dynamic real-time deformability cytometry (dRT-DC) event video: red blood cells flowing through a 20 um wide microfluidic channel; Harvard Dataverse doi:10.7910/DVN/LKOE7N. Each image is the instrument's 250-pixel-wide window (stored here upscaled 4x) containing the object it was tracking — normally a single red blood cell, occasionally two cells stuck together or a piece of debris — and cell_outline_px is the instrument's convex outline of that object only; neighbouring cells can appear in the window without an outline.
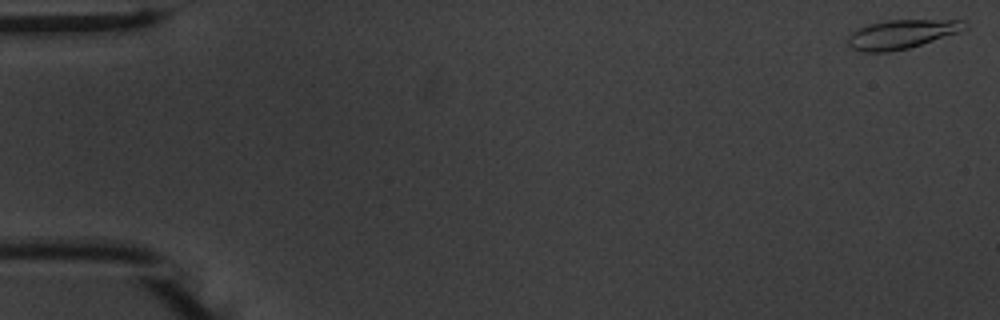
{"species": "common noctule bat (a hibernating species)", "species_latin": "Nyctalus noctula", "temperature_condition": "warm", "stored_images_in_passage": 12, "camera_frame_rate_fps": 3000, "um_per_image_px": 0.085, "animal": {"sex": "male", "body_mass_g": 20.1, "forearm_length_mm": 53.5}, "frame": {"image": 1, "passage_image": 1, "time_ms": 0.0, "image_size_px": [1000, 320], "cell_outline_px": [[968, 28], [908, 48], [888, 52], [860, 52], [844, 44], [848, 36], [852, 32], [860, 28], [872, 24], [888, 20], [964, 20], [968, 24]], "centroid_in_image_um": [76.58, 2.91], "position_along_channel_um": 8.4, "area_um2": 19.48}}